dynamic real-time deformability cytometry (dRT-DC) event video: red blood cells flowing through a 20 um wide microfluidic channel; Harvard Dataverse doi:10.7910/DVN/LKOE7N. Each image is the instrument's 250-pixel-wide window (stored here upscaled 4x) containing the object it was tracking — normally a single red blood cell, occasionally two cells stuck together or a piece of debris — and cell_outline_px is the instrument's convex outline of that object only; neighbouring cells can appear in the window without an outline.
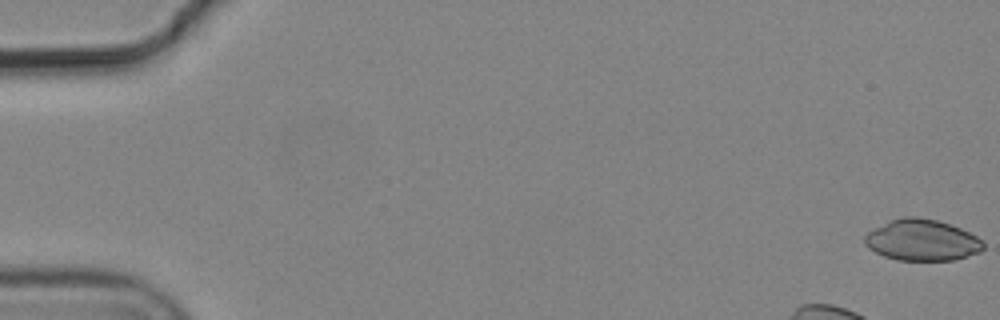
{"species": "common noctule bat (a hibernating species)", "species_latin": "Nyctalus noctula", "temperature_condition": "cold", "stored_images_in_passage": 3, "camera_frame_rate_fps": 3000, "um_per_image_px": 0.085, "animal": {"sex": "male", "body_mass_g": 19.2, "forearm_length_mm": 51.8}, "frame": {"image": 1, "passage_image": 1, "time_ms": 0.0, "image_size_px": [1000, 320], "cell_outline_px": [[984, 248], [980, 252], [952, 260], [896, 260], [884, 256], [868, 248], [864, 244], [864, 236], [868, 232], [888, 220], [904, 216], [916, 216], [936, 220], [960, 228], [976, 236], [984, 244]], "centroid_in_image_um": [78.33, 20.4], "position_along_channel_um": 6.7, "area_um2": 28.44}}